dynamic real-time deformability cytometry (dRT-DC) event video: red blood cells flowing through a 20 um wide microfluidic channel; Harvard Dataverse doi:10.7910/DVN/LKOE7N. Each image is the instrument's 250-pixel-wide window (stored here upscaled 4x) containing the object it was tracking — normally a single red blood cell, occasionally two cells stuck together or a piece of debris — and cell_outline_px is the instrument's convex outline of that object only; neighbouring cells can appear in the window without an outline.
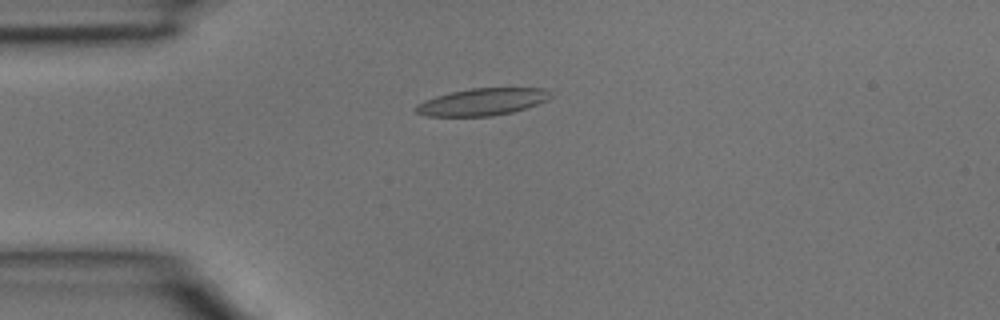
{"species": "common noctule bat (a hibernating species)", "species_latin": "Nyctalus noctula", "temperature_condition": "room temperature", "stored_images_in_passage": 2, "camera_frame_rate_fps": 3000, "um_per_image_px": 0.085, "animal": {"sex": "male", "body_mass_g": 15.6}, "frame": {"image": 1, "passage_image": 2, "time_ms": 0.333, "image_size_px": [1000, 320], "cell_outline_px": [[552, 96], [548, 100], [512, 112], [492, 116], [428, 116], [416, 112], [412, 108], [416, 104], [424, 100], [436, 96], [452, 92], [472, 88], [544, 88]], "centroid_in_image_um": [40.95, 8.66], "position_along_channel_um": 44.0, "area_um2": 21.15}}